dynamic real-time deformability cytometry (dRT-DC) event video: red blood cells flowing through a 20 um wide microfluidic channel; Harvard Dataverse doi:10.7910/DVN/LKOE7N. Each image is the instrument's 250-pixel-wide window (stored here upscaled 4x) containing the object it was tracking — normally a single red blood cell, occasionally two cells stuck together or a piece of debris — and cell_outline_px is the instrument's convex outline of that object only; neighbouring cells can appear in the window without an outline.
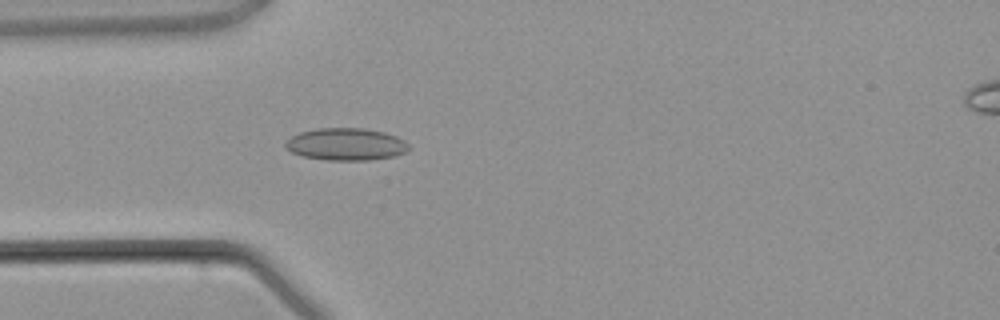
{"species": "common noctule bat (a hibernating species)", "species_latin": "Nyctalus noctula", "temperature_condition": "warm", "stored_images_in_passage": 2, "camera_frame_rate_fps": 3000, "um_per_image_px": 0.085, "animal": {"sex": "male", "body_mass_g": 21.5, "forearm_length_mm": 52.0}, "frame": {"image": 1, "passage_image": 1, "time_ms": 0.0, "image_size_px": [1000, 320], "cell_outline_px": [[412, 148], [396, 156], [368, 160], [328, 160], [304, 156], [292, 152], [284, 148], [284, 144], [292, 136], [300, 132], [316, 128], [364, 128], [384, 132], [396, 136], [404, 140]], "centroid_in_image_um": [29.43, 12.26], "position_along_channel_um": 55.6, "area_um2": 23.24}}